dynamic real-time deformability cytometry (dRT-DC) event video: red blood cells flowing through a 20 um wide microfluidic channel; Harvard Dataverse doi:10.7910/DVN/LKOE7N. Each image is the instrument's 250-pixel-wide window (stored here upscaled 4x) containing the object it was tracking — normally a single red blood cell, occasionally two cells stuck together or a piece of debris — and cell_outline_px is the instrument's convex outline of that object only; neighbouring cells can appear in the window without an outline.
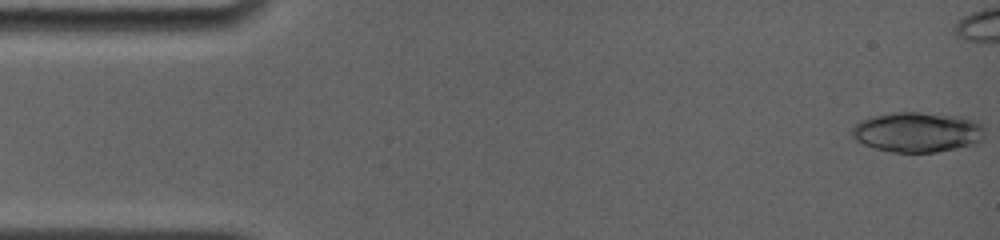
{"species": "common noctule bat (a hibernating species)", "species_latin": "Nyctalus noctula", "temperature_condition": "room temperature", "stored_images_in_passage": 19, "camera_frame_rate_fps": 4000, "um_per_image_px": 0.085, "animal": {"sex": "female", "body_mass_g": 19.0, "forearm_length_mm": 56.7}, "frame": {"image": 1, "passage_image": 1, "time_ms": 0.0, "image_size_px": [1000, 240], "cell_outline_px": [[984, 136], [976, 144], [936, 152], [892, 152], [876, 148], [864, 144], [856, 140], [852, 136], [852, 128], [860, 120], [892, 112], [920, 112], [960, 116], [976, 120], [984, 128]], "centroid_in_image_um": [78.0, 11.22], "position_along_channel_um": 7.0, "area_um2": 30.98}}